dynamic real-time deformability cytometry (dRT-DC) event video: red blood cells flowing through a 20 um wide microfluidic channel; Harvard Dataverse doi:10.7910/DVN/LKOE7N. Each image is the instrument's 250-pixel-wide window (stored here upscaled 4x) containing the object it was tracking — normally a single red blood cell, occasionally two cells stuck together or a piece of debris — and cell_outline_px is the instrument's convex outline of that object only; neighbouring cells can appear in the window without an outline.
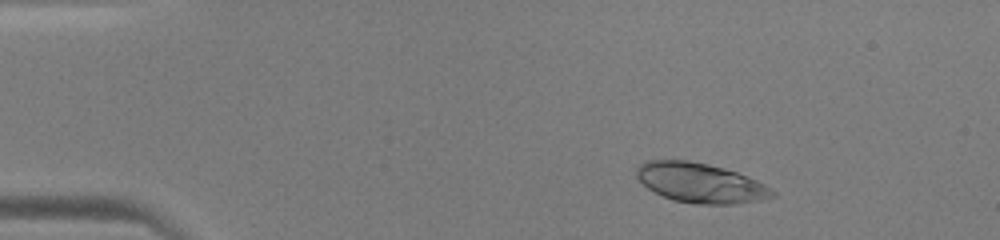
{"species": "human", "species_latin": "Homo sapiens", "temperature_condition": "warm", "stored_images_in_passage": 46, "camera_frame_rate_fps": 3000, "um_per_image_px": 0.085, "donor": {"sex": "male"}, "frame": {"image": 1, "passage_image": 5, "time_ms": 1.333, "image_size_px": [1000, 240], "cell_outline_px": [[776, 196], [760, 200], [732, 204], [692, 204], [672, 200], [648, 188], [636, 176], [636, 168], [644, 160], [688, 160], [708, 164], [724, 168], [748, 176], [764, 184], [776, 192]], "centroid_in_image_um": [59.54, 15.54], "position_along_channel_um": 25.5, "area_um2": 31.44}}
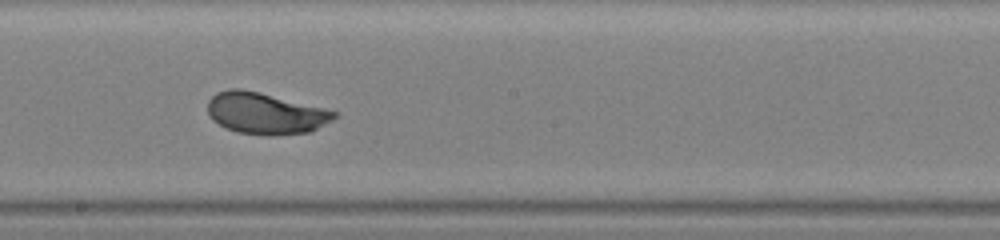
{"frame": {"image": 2, "passage_image": 25, "time_ms": 8.0, "image_size_px": [1000, 240], "cell_outline_px": [[340, 116], [312, 132], [272, 136], [268, 136], [236, 132], [212, 120], [208, 112], [208, 100], [216, 92], [228, 88], [240, 88], [260, 92], [324, 108], [336, 112]], "centroid_in_image_um": [22.58, 9.64], "position_along_channel_um": 225.6, "area_um2": 30.87}}
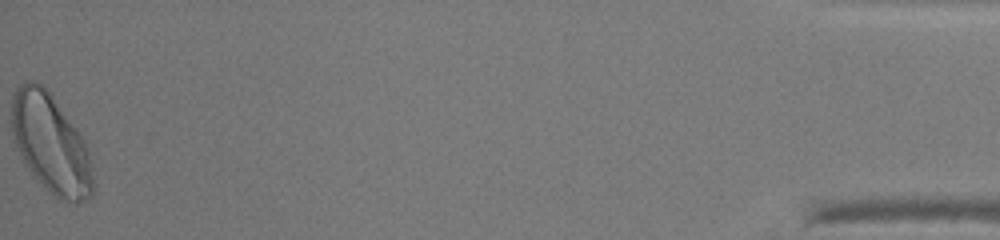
{"frame": {"image": 3, "passage_image": 46, "time_ms": 15.0, "image_size_px": [1000, 240], "cell_outline_px": [[92, 196], [76, 204], [60, 200], [32, 172], [24, 160], [12, 140], [12, 92], [20, 84], [28, 80], [32, 80], [40, 84], [52, 96], [76, 128], [84, 140], [88, 148], [92, 176]], "centroid_in_image_um": [4.3, 12.19], "position_along_channel_um": 430.9, "area_um2": 46.01}}